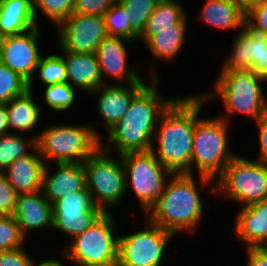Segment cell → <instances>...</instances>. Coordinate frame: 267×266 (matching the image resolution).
Wrapping results in <instances>:
<instances>
[{
  "label": "cell",
  "instance_id": "d4e9b609",
  "mask_svg": "<svg viewBox=\"0 0 267 266\" xmlns=\"http://www.w3.org/2000/svg\"><path fill=\"white\" fill-rule=\"evenodd\" d=\"M37 26L33 0H0V38Z\"/></svg>",
  "mask_w": 267,
  "mask_h": 266
},
{
  "label": "cell",
  "instance_id": "f35d334b",
  "mask_svg": "<svg viewBox=\"0 0 267 266\" xmlns=\"http://www.w3.org/2000/svg\"><path fill=\"white\" fill-rule=\"evenodd\" d=\"M25 247L0 251V266H32L35 257Z\"/></svg>",
  "mask_w": 267,
  "mask_h": 266
},
{
  "label": "cell",
  "instance_id": "277c9868",
  "mask_svg": "<svg viewBox=\"0 0 267 266\" xmlns=\"http://www.w3.org/2000/svg\"><path fill=\"white\" fill-rule=\"evenodd\" d=\"M217 73L212 88L199 91L207 102L221 101L223 111L217 116L233 126L237 114L251 124L267 113V81L261 75L251 69Z\"/></svg>",
  "mask_w": 267,
  "mask_h": 266
},
{
  "label": "cell",
  "instance_id": "7402d4cb",
  "mask_svg": "<svg viewBox=\"0 0 267 266\" xmlns=\"http://www.w3.org/2000/svg\"><path fill=\"white\" fill-rule=\"evenodd\" d=\"M64 57L68 83L87 96L103 85L100 66L95 53L60 51Z\"/></svg>",
  "mask_w": 267,
  "mask_h": 266
},
{
  "label": "cell",
  "instance_id": "60d3db41",
  "mask_svg": "<svg viewBox=\"0 0 267 266\" xmlns=\"http://www.w3.org/2000/svg\"><path fill=\"white\" fill-rule=\"evenodd\" d=\"M256 130H258V141L259 151L256 153V157L253 158L267 165V113L260 117L256 122Z\"/></svg>",
  "mask_w": 267,
  "mask_h": 266
},
{
  "label": "cell",
  "instance_id": "30bf717a",
  "mask_svg": "<svg viewBox=\"0 0 267 266\" xmlns=\"http://www.w3.org/2000/svg\"><path fill=\"white\" fill-rule=\"evenodd\" d=\"M121 158L125 171L126 199L133 193L134 198H137L136 202L141 205L139 208L142 214L145 215L156 203L167 179L173 173L154 156L151 150L124 153Z\"/></svg>",
  "mask_w": 267,
  "mask_h": 266
},
{
  "label": "cell",
  "instance_id": "3957f363",
  "mask_svg": "<svg viewBox=\"0 0 267 266\" xmlns=\"http://www.w3.org/2000/svg\"><path fill=\"white\" fill-rule=\"evenodd\" d=\"M179 96L160 116L151 151L172 173L191 174L195 123L209 103L199 92Z\"/></svg>",
  "mask_w": 267,
  "mask_h": 266
},
{
  "label": "cell",
  "instance_id": "4316f807",
  "mask_svg": "<svg viewBox=\"0 0 267 266\" xmlns=\"http://www.w3.org/2000/svg\"><path fill=\"white\" fill-rule=\"evenodd\" d=\"M38 77V82L42 85L40 87L50 84H60L68 82L64 57L58 53L49 52L47 55H42L36 67L33 79L28 83V90L35 92V83ZM35 86V87H34ZM34 89V90H33Z\"/></svg>",
  "mask_w": 267,
  "mask_h": 266
},
{
  "label": "cell",
  "instance_id": "8d00e7d4",
  "mask_svg": "<svg viewBox=\"0 0 267 266\" xmlns=\"http://www.w3.org/2000/svg\"><path fill=\"white\" fill-rule=\"evenodd\" d=\"M245 27L267 37V3L261 2L245 13Z\"/></svg>",
  "mask_w": 267,
  "mask_h": 266
},
{
  "label": "cell",
  "instance_id": "74e56055",
  "mask_svg": "<svg viewBox=\"0 0 267 266\" xmlns=\"http://www.w3.org/2000/svg\"><path fill=\"white\" fill-rule=\"evenodd\" d=\"M17 196L5 172L0 171V216H13Z\"/></svg>",
  "mask_w": 267,
  "mask_h": 266
},
{
  "label": "cell",
  "instance_id": "d6a6232c",
  "mask_svg": "<svg viewBox=\"0 0 267 266\" xmlns=\"http://www.w3.org/2000/svg\"><path fill=\"white\" fill-rule=\"evenodd\" d=\"M27 90L28 82L0 62V104H7Z\"/></svg>",
  "mask_w": 267,
  "mask_h": 266
},
{
  "label": "cell",
  "instance_id": "ab89813d",
  "mask_svg": "<svg viewBox=\"0 0 267 266\" xmlns=\"http://www.w3.org/2000/svg\"><path fill=\"white\" fill-rule=\"evenodd\" d=\"M117 0H76L73 13L102 16Z\"/></svg>",
  "mask_w": 267,
  "mask_h": 266
},
{
  "label": "cell",
  "instance_id": "5bb4252c",
  "mask_svg": "<svg viewBox=\"0 0 267 266\" xmlns=\"http://www.w3.org/2000/svg\"><path fill=\"white\" fill-rule=\"evenodd\" d=\"M189 14L180 22L173 26V28L165 29H144L139 35L137 44H142L147 46L145 50L152 54V58L148 59L151 64H149L147 73L148 77L153 79H159V62L163 63H173L176 59L183 55L180 54L184 51L187 46V38L189 35ZM152 59V60H151ZM158 62V63H157ZM160 66V67H159Z\"/></svg>",
  "mask_w": 267,
  "mask_h": 266
},
{
  "label": "cell",
  "instance_id": "9a60e30c",
  "mask_svg": "<svg viewBox=\"0 0 267 266\" xmlns=\"http://www.w3.org/2000/svg\"><path fill=\"white\" fill-rule=\"evenodd\" d=\"M41 29L37 26L26 32L0 38V62L28 83L33 79L39 60L44 54L39 49L43 36Z\"/></svg>",
  "mask_w": 267,
  "mask_h": 266
},
{
  "label": "cell",
  "instance_id": "2e32d148",
  "mask_svg": "<svg viewBox=\"0 0 267 266\" xmlns=\"http://www.w3.org/2000/svg\"><path fill=\"white\" fill-rule=\"evenodd\" d=\"M231 39L230 52L221 59L219 72L251 69L267 81V37L245 27Z\"/></svg>",
  "mask_w": 267,
  "mask_h": 266
},
{
  "label": "cell",
  "instance_id": "d6986e66",
  "mask_svg": "<svg viewBox=\"0 0 267 266\" xmlns=\"http://www.w3.org/2000/svg\"><path fill=\"white\" fill-rule=\"evenodd\" d=\"M52 166L45 165L42 183V192L52 205L70 193L87 190L83 163H53Z\"/></svg>",
  "mask_w": 267,
  "mask_h": 266
},
{
  "label": "cell",
  "instance_id": "603a6c76",
  "mask_svg": "<svg viewBox=\"0 0 267 266\" xmlns=\"http://www.w3.org/2000/svg\"><path fill=\"white\" fill-rule=\"evenodd\" d=\"M199 14L194 18L207 28L222 31H237L245 28V12L233 0H204Z\"/></svg>",
  "mask_w": 267,
  "mask_h": 266
},
{
  "label": "cell",
  "instance_id": "e575fe53",
  "mask_svg": "<svg viewBox=\"0 0 267 266\" xmlns=\"http://www.w3.org/2000/svg\"><path fill=\"white\" fill-rule=\"evenodd\" d=\"M28 241L13 216H0V251L24 247Z\"/></svg>",
  "mask_w": 267,
  "mask_h": 266
},
{
  "label": "cell",
  "instance_id": "836d02e7",
  "mask_svg": "<svg viewBox=\"0 0 267 266\" xmlns=\"http://www.w3.org/2000/svg\"><path fill=\"white\" fill-rule=\"evenodd\" d=\"M125 7L131 27L140 35L160 0H119Z\"/></svg>",
  "mask_w": 267,
  "mask_h": 266
},
{
  "label": "cell",
  "instance_id": "1f68e13d",
  "mask_svg": "<svg viewBox=\"0 0 267 266\" xmlns=\"http://www.w3.org/2000/svg\"><path fill=\"white\" fill-rule=\"evenodd\" d=\"M75 2L76 0H33V11L38 26H41L38 17L43 15L56 27L73 13Z\"/></svg>",
  "mask_w": 267,
  "mask_h": 266
},
{
  "label": "cell",
  "instance_id": "83f0119b",
  "mask_svg": "<svg viewBox=\"0 0 267 266\" xmlns=\"http://www.w3.org/2000/svg\"><path fill=\"white\" fill-rule=\"evenodd\" d=\"M37 148L36 138L9 133L0 136V171H4L18 158L31 154Z\"/></svg>",
  "mask_w": 267,
  "mask_h": 266
},
{
  "label": "cell",
  "instance_id": "4fadbf2b",
  "mask_svg": "<svg viewBox=\"0 0 267 266\" xmlns=\"http://www.w3.org/2000/svg\"><path fill=\"white\" fill-rule=\"evenodd\" d=\"M59 51L95 53L108 35L103 16L72 13L56 27Z\"/></svg>",
  "mask_w": 267,
  "mask_h": 266
},
{
  "label": "cell",
  "instance_id": "8fae6325",
  "mask_svg": "<svg viewBox=\"0 0 267 266\" xmlns=\"http://www.w3.org/2000/svg\"><path fill=\"white\" fill-rule=\"evenodd\" d=\"M141 229L119 234L118 266H163L175 235L145 218ZM133 231V232H132Z\"/></svg>",
  "mask_w": 267,
  "mask_h": 266
},
{
  "label": "cell",
  "instance_id": "ffe728a7",
  "mask_svg": "<svg viewBox=\"0 0 267 266\" xmlns=\"http://www.w3.org/2000/svg\"><path fill=\"white\" fill-rule=\"evenodd\" d=\"M237 212V213H236ZM231 233L243 248L267 246V199L239 208Z\"/></svg>",
  "mask_w": 267,
  "mask_h": 266
},
{
  "label": "cell",
  "instance_id": "6da1fadb",
  "mask_svg": "<svg viewBox=\"0 0 267 266\" xmlns=\"http://www.w3.org/2000/svg\"><path fill=\"white\" fill-rule=\"evenodd\" d=\"M202 190H208L213 198L215 180L202 175L173 173L145 218L175 236L195 235L206 214Z\"/></svg>",
  "mask_w": 267,
  "mask_h": 266
},
{
  "label": "cell",
  "instance_id": "8992f818",
  "mask_svg": "<svg viewBox=\"0 0 267 266\" xmlns=\"http://www.w3.org/2000/svg\"><path fill=\"white\" fill-rule=\"evenodd\" d=\"M231 128L232 125L215 114L212 117L202 115L196 121L191 174L202 175L215 180L222 173L237 155L231 147Z\"/></svg>",
  "mask_w": 267,
  "mask_h": 266
},
{
  "label": "cell",
  "instance_id": "e0dca14e",
  "mask_svg": "<svg viewBox=\"0 0 267 266\" xmlns=\"http://www.w3.org/2000/svg\"><path fill=\"white\" fill-rule=\"evenodd\" d=\"M147 83H117L103 84L93 90L88 96L96 97L94 108L99 121V126L106 129L105 133L122 119L127 112L133 97ZM101 123V124H100Z\"/></svg>",
  "mask_w": 267,
  "mask_h": 266
},
{
  "label": "cell",
  "instance_id": "9c48e42d",
  "mask_svg": "<svg viewBox=\"0 0 267 266\" xmlns=\"http://www.w3.org/2000/svg\"><path fill=\"white\" fill-rule=\"evenodd\" d=\"M83 165L86 188L95 205L105 213L117 211L115 209L122 205L121 202L126 197L125 171L121 155L111 154L99 147Z\"/></svg>",
  "mask_w": 267,
  "mask_h": 266
},
{
  "label": "cell",
  "instance_id": "4dcf8cb0",
  "mask_svg": "<svg viewBox=\"0 0 267 266\" xmlns=\"http://www.w3.org/2000/svg\"><path fill=\"white\" fill-rule=\"evenodd\" d=\"M102 16L109 36H120L137 44L139 34L131 27L125 7L119 0Z\"/></svg>",
  "mask_w": 267,
  "mask_h": 266
},
{
  "label": "cell",
  "instance_id": "7c38bea8",
  "mask_svg": "<svg viewBox=\"0 0 267 266\" xmlns=\"http://www.w3.org/2000/svg\"><path fill=\"white\" fill-rule=\"evenodd\" d=\"M134 44V42L120 36L107 35L102 40L95 54L104 84L148 83L152 79L148 76H144L147 78L142 77L140 67L143 64L142 62L138 63L137 61L135 64H131L128 61L131 54V52H128L130 45L133 47ZM107 78L110 79V82Z\"/></svg>",
  "mask_w": 267,
  "mask_h": 266
},
{
  "label": "cell",
  "instance_id": "d590c367",
  "mask_svg": "<svg viewBox=\"0 0 267 266\" xmlns=\"http://www.w3.org/2000/svg\"><path fill=\"white\" fill-rule=\"evenodd\" d=\"M88 210H102L95 205L88 190L70 193L53 204V212Z\"/></svg>",
  "mask_w": 267,
  "mask_h": 266
},
{
  "label": "cell",
  "instance_id": "cb8c5ba5",
  "mask_svg": "<svg viewBox=\"0 0 267 266\" xmlns=\"http://www.w3.org/2000/svg\"><path fill=\"white\" fill-rule=\"evenodd\" d=\"M45 165L36 148L31 154L16 159L4 172L18 195L36 193L42 190Z\"/></svg>",
  "mask_w": 267,
  "mask_h": 266
},
{
  "label": "cell",
  "instance_id": "ba28073f",
  "mask_svg": "<svg viewBox=\"0 0 267 266\" xmlns=\"http://www.w3.org/2000/svg\"><path fill=\"white\" fill-rule=\"evenodd\" d=\"M214 196L239 208L267 199V165L237 153L215 179Z\"/></svg>",
  "mask_w": 267,
  "mask_h": 266
},
{
  "label": "cell",
  "instance_id": "f546056e",
  "mask_svg": "<svg viewBox=\"0 0 267 266\" xmlns=\"http://www.w3.org/2000/svg\"><path fill=\"white\" fill-rule=\"evenodd\" d=\"M179 1L160 0L144 29L173 28L175 24L180 23L188 15V10Z\"/></svg>",
  "mask_w": 267,
  "mask_h": 266
},
{
  "label": "cell",
  "instance_id": "f6af8a7d",
  "mask_svg": "<svg viewBox=\"0 0 267 266\" xmlns=\"http://www.w3.org/2000/svg\"><path fill=\"white\" fill-rule=\"evenodd\" d=\"M245 13L263 0H233Z\"/></svg>",
  "mask_w": 267,
  "mask_h": 266
},
{
  "label": "cell",
  "instance_id": "5b68a950",
  "mask_svg": "<svg viewBox=\"0 0 267 266\" xmlns=\"http://www.w3.org/2000/svg\"><path fill=\"white\" fill-rule=\"evenodd\" d=\"M41 125L36 139L37 150L45 163H84L105 137L92 122H57ZM50 124V125H49Z\"/></svg>",
  "mask_w": 267,
  "mask_h": 266
},
{
  "label": "cell",
  "instance_id": "b9f144b4",
  "mask_svg": "<svg viewBox=\"0 0 267 266\" xmlns=\"http://www.w3.org/2000/svg\"><path fill=\"white\" fill-rule=\"evenodd\" d=\"M244 252L245 266H267V247H247Z\"/></svg>",
  "mask_w": 267,
  "mask_h": 266
},
{
  "label": "cell",
  "instance_id": "52a82bcc",
  "mask_svg": "<svg viewBox=\"0 0 267 266\" xmlns=\"http://www.w3.org/2000/svg\"><path fill=\"white\" fill-rule=\"evenodd\" d=\"M112 213H105L93 226L75 236L61 249L73 266H116L121 228ZM117 221V222H116Z\"/></svg>",
  "mask_w": 267,
  "mask_h": 266
},
{
  "label": "cell",
  "instance_id": "ac0fdd59",
  "mask_svg": "<svg viewBox=\"0 0 267 266\" xmlns=\"http://www.w3.org/2000/svg\"><path fill=\"white\" fill-rule=\"evenodd\" d=\"M53 216V205L46 199L42 190L17 196L13 217L27 240L32 237L30 234L35 232L38 234L39 231L46 232L48 229L52 231Z\"/></svg>",
  "mask_w": 267,
  "mask_h": 266
},
{
  "label": "cell",
  "instance_id": "f1b7e54d",
  "mask_svg": "<svg viewBox=\"0 0 267 266\" xmlns=\"http://www.w3.org/2000/svg\"><path fill=\"white\" fill-rule=\"evenodd\" d=\"M42 104L44 103L48 110L56 112L55 114L70 113L79 98L78 90L68 82L60 84H50L43 87Z\"/></svg>",
  "mask_w": 267,
  "mask_h": 266
},
{
  "label": "cell",
  "instance_id": "ee69618b",
  "mask_svg": "<svg viewBox=\"0 0 267 266\" xmlns=\"http://www.w3.org/2000/svg\"><path fill=\"white\" fill-rule=\"evenodd\" d=\"M6 104H0V136L9 134Z\"/></svg>",
  "mask_w": 267,
  "mask_h": 266
},
{
  "label": "cell",
  "instance_id": "484cf974",
  "mask_svg": "<svg viewBox=\"0 0 267 266\" xmlns=\"http://www.w3.org/2000/svg\"><path fill=\"white\" fill-rule=\"evenodd\" d=\"M105 212L103 210L53 212V228L67 237L64 246L75 236L93 226Z\"/></svg>",
  "mask_w": 267,
  "mask_h": 266
},
{
  "label": "cell",
  "instance_id": "44dd1931",
  "mask_svg": "<svg viewBox=\"0 0 267 266\" xmlns=\"http://www.w3.org/2000/svg\"><path fill=\"white\" fill-rule=\"evenodd\" d=\"M36 99L38 97L36 98L34 92L27 90L23 95L13 98L6 104L10 133H24V135L28 133V136L32 135V137L37 139L41 130L39 125L41 123L45 125L44 122L47 118L44 117L43 105Z\"/></svg>",
  "mask_w": 267,
  "mask_h": 266
},
{
  "label": "cell",
  "instance_id": "7a4b0ae2",
  "mask_svg": "<svg viewBox=\"0 0 267 266\" xmlns=\"http://www.w3.org/2000/svg\"><path fill=\"white\" fill-rule=\"evenodd\" d=\"M161 83V78H152L133 97L122 119L105 133V138H100V147L103 150L122 155L152 149L159 118L178 97L162 95Z\"/></svg>",
  "mask_w": 267,
  "mask_h": 266
},
{
  "label": "cell",
  "instance_id": "7bdbcfd3",
  "mask_svg": "<svg viewBox=\"0 0 267 266\" xmlns=\"http://www.w3.org/2000/svg\"><path fill=\"white\" fill-rule=\"evenodd\" d=\"M60 256L59 257H47L46 259L39 260L40 262L36 261V258L33 260L32 266H67V264L64 262L70 263V260L68 259L67 254L61 249L59 250ZM60 258H63L62 260Z\"/></svg>",
  "mask_w": 267,
  "mask_h": 266
}]
</instances>
